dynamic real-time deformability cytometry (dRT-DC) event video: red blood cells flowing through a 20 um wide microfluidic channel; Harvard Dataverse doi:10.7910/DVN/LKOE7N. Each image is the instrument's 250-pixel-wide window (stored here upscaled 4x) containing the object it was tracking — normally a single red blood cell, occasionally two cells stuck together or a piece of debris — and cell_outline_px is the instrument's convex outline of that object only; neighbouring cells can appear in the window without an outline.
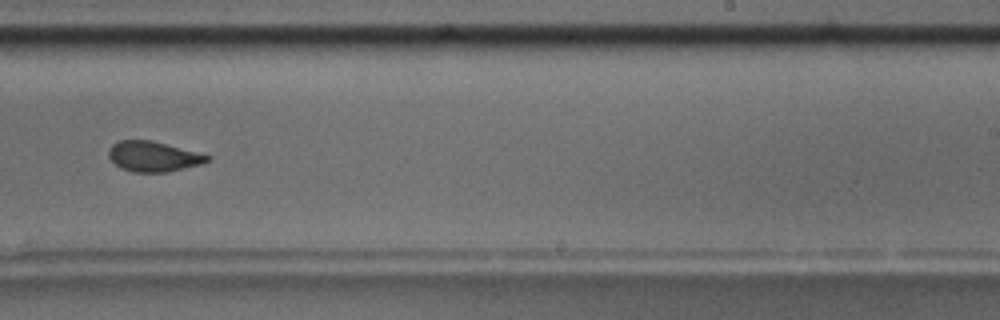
{"species": "common noctule bat (a hibernating species)", "species_latin": "Nyctalus noctula", "temperature_condition": "room temperature", "stored_images_in_passage": 18, "camera_frame_rate_fps": 3000, "um_per_image_px": 0.085, "animal": {"sex": "male", "body_mass_g": 17.5, "forearm_length_mm": 52.3}, "frame": {"image": 1, "passage_image": 11, "time_ms": 11.667, "image_size_px": [1000, 320], "cell_outline_px": [[212, 160], [200, 164], [168, 172], [132, 172], [120, 168], [108, 156], [108, 148], [112, 144], [120, 140], [152, 140], [212, 156]], "centroid_in_image_um": [13.03, 13.3], "position_along_channel_um": 276.0, "area_um2": 17.46}, "authors_computed_cell_mechanics": {"area_um2": 20.6057, "velocity_mm_per_s": 3.6475, "shape_relaxation_time_tau1_ms": 3.7189, "shape_relaxation_time_tau2_ms": 1.0966, "deformation_change_tau1": 0.1367, "deformation_change_tau2": 0.0719}}